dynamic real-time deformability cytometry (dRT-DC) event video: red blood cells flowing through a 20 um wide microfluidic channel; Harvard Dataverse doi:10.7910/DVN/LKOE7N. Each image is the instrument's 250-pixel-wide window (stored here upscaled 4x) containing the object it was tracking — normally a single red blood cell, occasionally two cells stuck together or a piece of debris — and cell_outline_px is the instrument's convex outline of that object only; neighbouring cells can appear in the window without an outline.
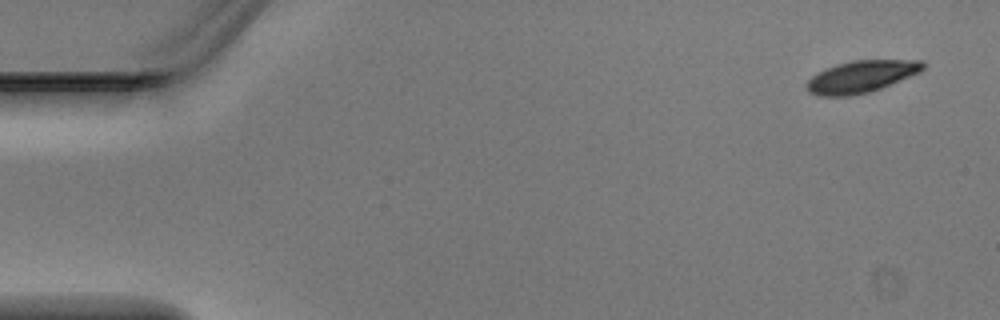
{"species": "Egyptian fruit bat (a non-hibernating species)", "species_latin": "Rousettus aegyptiacus", "temperature_condition": "warm", "stored_images_in_passage": 4, "camera_frame_rate_fps": 3000, "um_per_image_px": 0.085, "animal": {"sex": "male"}, "frame": {"image": 1, "passage_image": 1, "time_ms": 0.0, "image_size_px": [1000, 320], "cell_outline_px": [[924, 68], [920, 72], [880, 88], [868, 92], [848, 96], [820, 96], [808, 92], [808, 80], [816, 72], [836, 64], [852, 60], [924, 60]], "centroid_in_image_um": [73.2, 6.5], "position_along_channel_um": 11.8, "area_um2": 21.5}}
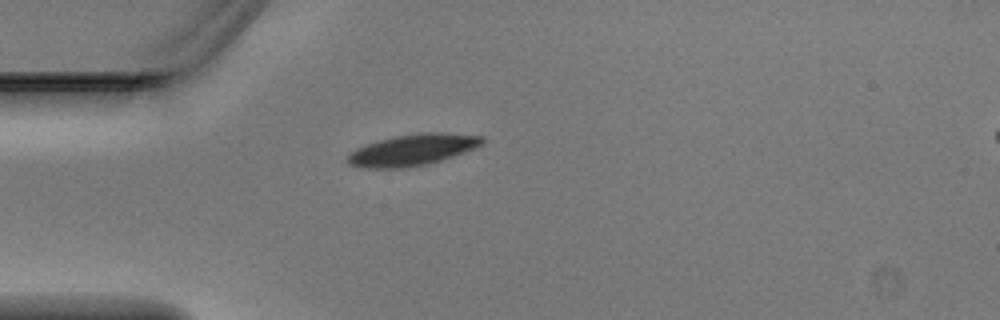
{"frame": {"image": 2, "passage_image": 4, "time_ms": 1.0, "image_size_px": [1000, 320], "cell_outline_px": [[484, 140], [480, 144], [464, 152], [428, 164], [404, 168], [364, 168], [348, 164], [348, 156], [356, 148], [376, 140], [396, 136], [424, 132], [440, 132], [484, 136]], "centroid_in_image_um": [35.03, 12.74], "position_along_channel_um": 50.0, "area_um2": 24.33}}